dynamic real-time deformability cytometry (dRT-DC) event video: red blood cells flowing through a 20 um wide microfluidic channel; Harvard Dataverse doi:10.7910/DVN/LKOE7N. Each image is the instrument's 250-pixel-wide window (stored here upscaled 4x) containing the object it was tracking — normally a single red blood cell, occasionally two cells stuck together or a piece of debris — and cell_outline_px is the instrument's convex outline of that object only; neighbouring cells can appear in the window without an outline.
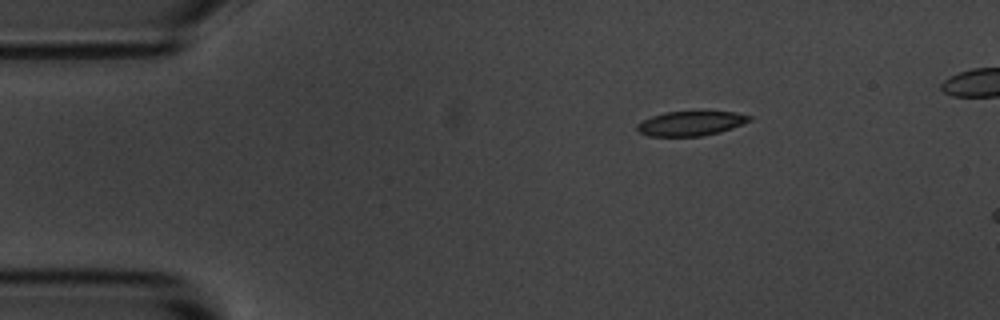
{"species": "common noctule bat (a hibernating species)", "species_latin": "Nyctalus noctula", "temperature_condition": "room temperature", "stored_images_in_passage": 8, "camera_frame_rate_fps": 3000, "um_per_image_px": 0.085, "animal": {"sex": "male", "body_mass_g": 20.1, "forearm_length_mm": 53.5}, "frame": {"image": 1, "passage_image": 1, "time_ms": 0.0, "image_size_px": [1000, 320], "cell_outline_px": [[752, 120], [732, 128], [720, 132], [700, 136], [648, 136], [640, 132], [636, 128], [636, 124], [652, 116], [664, 112], [736, 112], [752, 116]], "centroid_in_image_um": [58.72, 10.49], "position_along_channel_um": 26.3, "area_um2": 15.95}}